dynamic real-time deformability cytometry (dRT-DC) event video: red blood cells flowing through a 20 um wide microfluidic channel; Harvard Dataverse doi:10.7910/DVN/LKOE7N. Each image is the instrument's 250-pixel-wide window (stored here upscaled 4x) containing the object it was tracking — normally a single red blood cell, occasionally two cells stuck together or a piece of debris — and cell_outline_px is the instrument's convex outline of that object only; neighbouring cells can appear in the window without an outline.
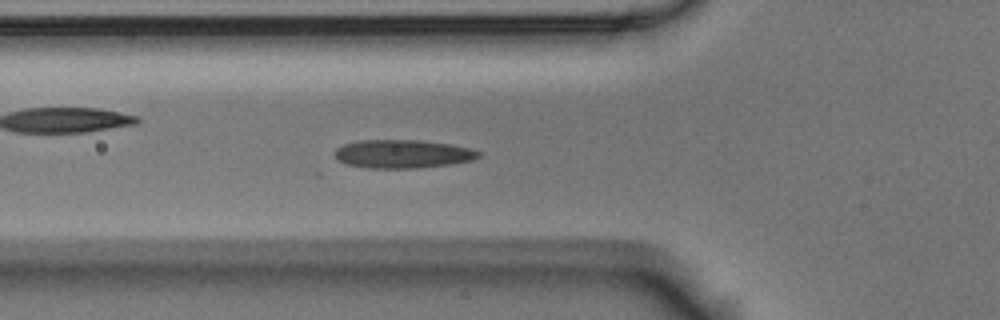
{"species": "Egyptian fruit bat (a non-hibernating species)", "species_latin": "Rousettus aegyptiacus", "temperature_condition": "room temperature", "stored_images_in_passage": 49, "camera_frame_rate_fps": 3000, "um_per_image_px": 0.085, "animal": {"sex": "male"}, "frame": {"image": 1, "passage_image": 18, "time_ms": 5.667, "image_size_px": [1000, 320], "cell_outline_px": [[480, 156], [472, 160], [452, 164], [416, 168], [364, 168], [348, 164], [336, 160], [332, 152], [336, 148], [344, 144], [360, 140], [420, 140], [452, 144], [468, 148], [480, 152]], "centroid_in_image_um": [34.18, 13.08], "position_along_channel_um": 91.6, "area_um2": 23.99}}
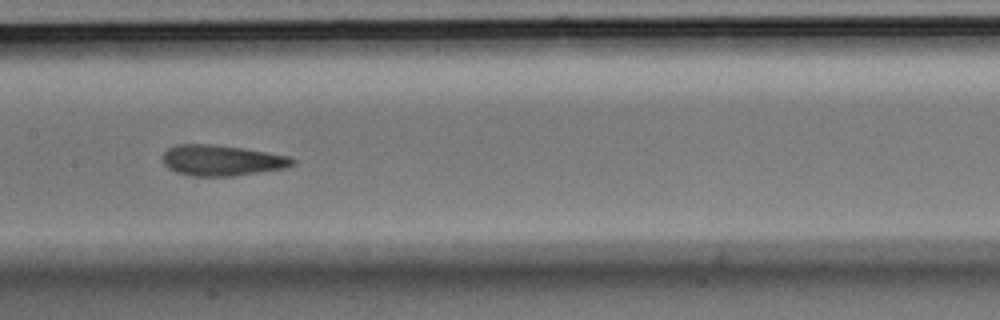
{"frame": {"image": 2, "passage_image": 26, "time_ms": 8.333, "image_size_px": [1000, 320], "cell_outline_px": [[296, 164], [288, 168], [232, 176], [192, 176], [176, 172], [168, 168], [164, 164], [164, 152], [168, 148], [176, 144], [212, 144], [244, 148], [288, 156], [296, 160]], "centroid_in_image_um": [18.88, 13.63], "position_along_channel_um": 188.5, "area_um2": 23.35}}
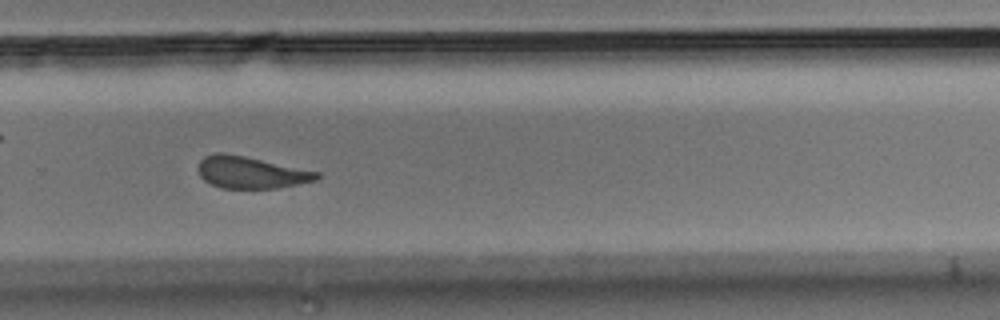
{"frame": {"image": 3, "passage_image": 36, "time_ms": 11.667, "image_size_px": [1000, 320], "cell_outline_px": [[320, 176], [316, 180], [276, 188], [220, 188], [204, 180], [200, 176], [196, 168], [200, 160], [204, 156], [216, 152], [224, 152], [244, 156], [320, 172]], "centroid_in_image_um": [21.27, 14.65], "position_along_channel_um": 308.5, "area_um2": 22.02}}